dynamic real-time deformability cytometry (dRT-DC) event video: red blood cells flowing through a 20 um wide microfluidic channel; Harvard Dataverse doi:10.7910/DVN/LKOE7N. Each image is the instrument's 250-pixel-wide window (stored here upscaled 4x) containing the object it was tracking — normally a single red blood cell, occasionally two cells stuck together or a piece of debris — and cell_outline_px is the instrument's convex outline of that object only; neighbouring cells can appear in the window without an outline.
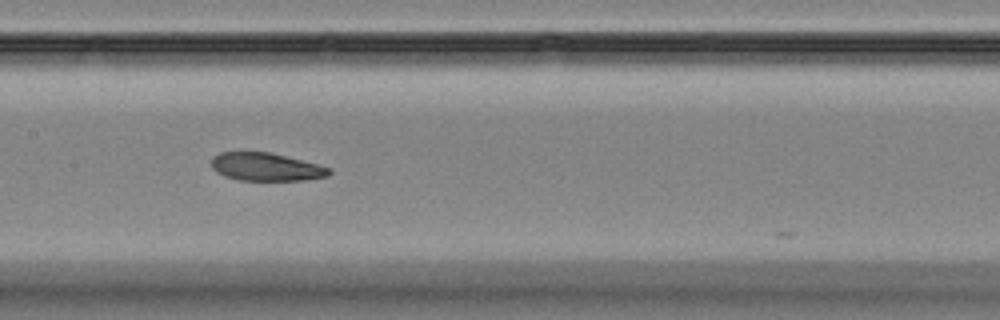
{"species": "Egyptian fruit bat (a non-hibernating species)", "species_latin": "Rousettus aegyptiacus", "temperature_condition": "room temperature", "stored_images_in_passage": 17, "camera_frame_rate_fps": 3000, "um_per_image_px": 0.085, "animal": {"sex": "female"}, "frame": {"image": 1, "passage_image": 10, "time_ms": 3.0, "image_size_px": [1000, 320], "cell_outline_px": [[332, 172], [328, 176], [304, 180], [240, 180], [224, 176], [216, 172], [212, 168], [212, 156], [220, 152], [268, 152], [316, 164], [328, 168]], "centroid_in_image_um": [22.56, 14.19], "position_along_channel_um": 184.8, "area_um2": 18.96}}
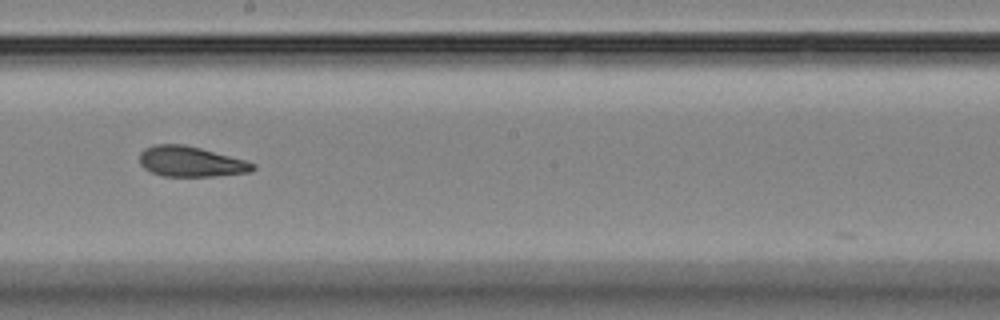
{"frame": {"image": 2, "passage_image": 14, "time_ms": 4.333, "image_size_px": [1000, 320], "cell_outline_px": [[256, 168], [252, 172], [212, 176], [164, 176], [152, 172], [144, 168], [140, 164], [140, 152], [144, 148], [156, 144], [184, 144], [200, 148], [244, 160], [256, 164]], "centroid_in_image_um": [16.21, 13.73], "position_along_channel_um": 232.0, "area_um2": 19.94}}